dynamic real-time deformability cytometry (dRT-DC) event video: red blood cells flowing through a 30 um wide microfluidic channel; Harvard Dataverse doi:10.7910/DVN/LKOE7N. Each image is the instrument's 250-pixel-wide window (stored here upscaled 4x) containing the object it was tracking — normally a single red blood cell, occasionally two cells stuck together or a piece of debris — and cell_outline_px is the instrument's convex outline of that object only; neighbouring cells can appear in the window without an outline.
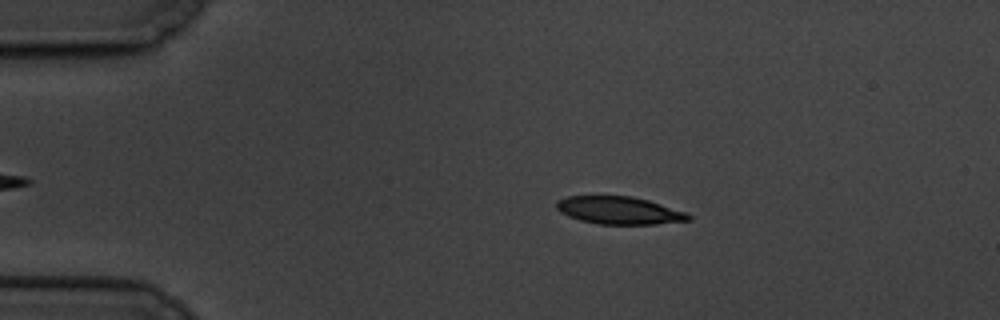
{"species": "common noctule bat (a hibernating species)", "species_latin": "Nyctalus noctula", "temperature_condition": "cold", "stored_images_in_passage": 4, "camera_frame_rate_fps": 3000, "um_per_image_px": 0.085, "animal": {"sex": "male", "body_mass_g": 19.5, "forearm_length_mm": 54.6}, "frame": {"image": 1, "passage_image": 3, "time_ms": 2.333, "image_size_px": [1000, 320], "cell_outline_px": [[692, 220], [656, 224], [600, 224], [580, 220], [568, 216], [560, 212], [556, 208], [556, 200], [568, 196], [632, 196], [648, 200], [688, 212], [692, 216]], "centroid_in_image_um": [52.66, 17.88], "position_along_channel_um": 32.3, "area_um2": 21.39}}